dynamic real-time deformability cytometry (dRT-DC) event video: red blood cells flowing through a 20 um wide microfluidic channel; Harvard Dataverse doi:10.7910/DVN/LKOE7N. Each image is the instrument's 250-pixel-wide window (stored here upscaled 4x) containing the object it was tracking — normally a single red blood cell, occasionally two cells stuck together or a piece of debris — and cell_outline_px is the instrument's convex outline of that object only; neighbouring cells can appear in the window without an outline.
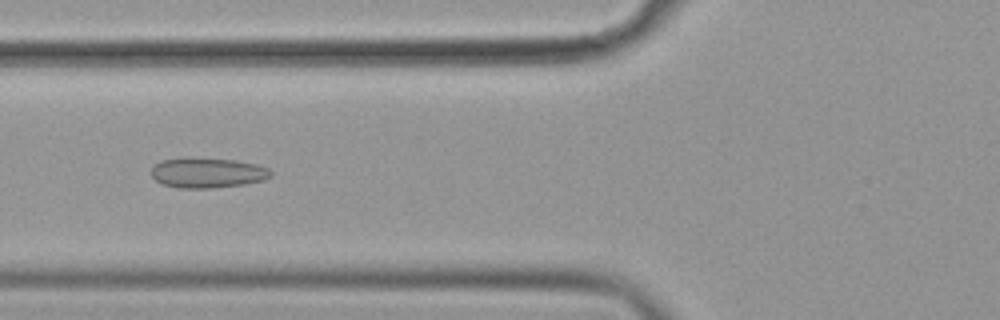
{"species": "common noctule bat (a hibernating species)", "species_latin": "Nyctalus noctula", "temperature_condition": "cold", "stored_images_in_passage": 55, "camera_frame_rate_fps": 3000, "um_per_image_px": 0.085, "animal": {"sex": "female", "body_mass_g": 19.9}, "frame": {"image": 1, "passage_image": 21, "time_ms": 6.667, "image_size_px": [1000, 320], "cell_outline_px": [[272, 176], [264, 180], [244, 184], [212, 188], [180, 188], [160, 184], [152, 176], [152, 168], [160, 160], [236, 160], [256, 164], [268, 168], [272, 172]], "centroid_in_image_um": [17.68, 14.73], "position_along_channel_um": 108.1, "area_um2": 20.29}}
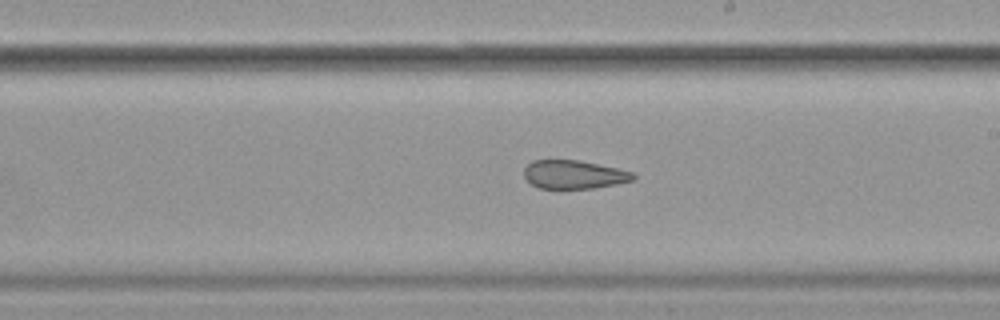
{"frame": {"image": 2, "passage_image": 32, "time_ms": 10.333, "image_size_px": [1000, 320], "cell_outline_px": [[636, 180], [616, 184], [592, 188], [560, 192], [540, 188], [532, 184], [524, 176], [524, 168], [532, 160], [580, 160], [616, 168], [632, 172], [636, 176]], "centroid_in_image_um": [48.76, 14.88], "position_along_channel_um": 240.2, "area_um2": 18.79}}
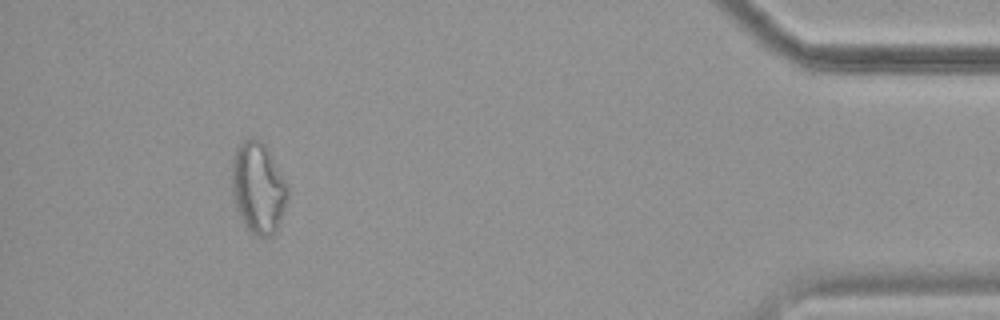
{"frame": {"image": 3, "passage_image": 51, "time_ms": 16.667, "image_size_px": [1000, 320], "cell_outline_px": [[288, 200], [276, 232], [272, 236], [256, 236], [248, 232], [236, 208], [232, 192], [232, 156], [236, 148], [244, 140], [252, 136], [260, 140], [268, 148], [288, 184]], "centroid_in_image_um": [21.95, 15.96], "position_along_channel_um": 413.2, "area_um2": 30.17}, "authors_computed_cell_mechanics": {"area_um2": 23.8136, "velocity_mm_per_s": 3.6088, "shape_relaxation_time_tau1_ms": null, "shape_relaxation_time_tau2_ms": 2.6501, "deformation_change_tau1": null, "deformation_change_tau2": 0.0907}}